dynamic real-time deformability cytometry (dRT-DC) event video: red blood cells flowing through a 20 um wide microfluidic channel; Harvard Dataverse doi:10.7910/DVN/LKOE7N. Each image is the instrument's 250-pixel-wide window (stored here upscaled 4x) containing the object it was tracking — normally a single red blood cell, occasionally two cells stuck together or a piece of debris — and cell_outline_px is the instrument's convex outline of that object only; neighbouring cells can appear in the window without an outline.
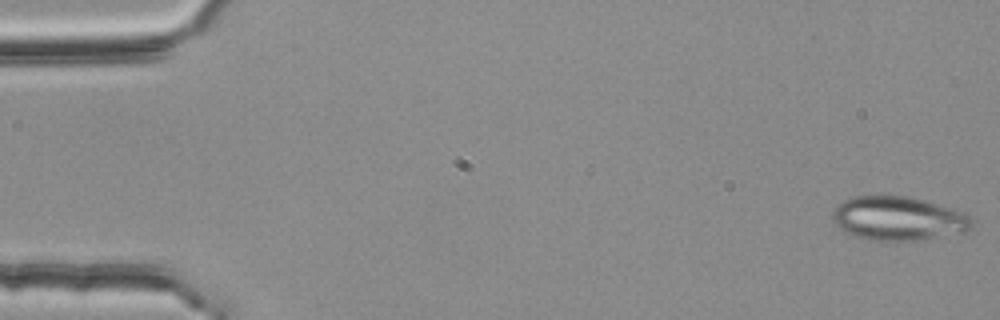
{"species": "common noctule bat (a hibernating species)", "species_latin": "Nyctalus noctula", "temperature_condition": "room temperature", "stored_images_in_passage": 54, "camera_frame_rate_fps": 3000, "um_per_image_px": 0.085, "animal": {"sex": "female", "body_mass_g": 25.1}, "frame": {"image": 1, "passage_image": 1, "time_ms": 0.0, "image_size_px": [1000, 320], "cell_outline_px": [[972, 228], [968, 232], [912, 240], [868, 240], [844, 232], [832, 220], [832, 212], [844, 200], [852, 196], [908, 196], [924, 200], [964, 212], [972, 220]], "centroid_in_image_um": [76.35, 18.57], "position_along_channel_um": 8.6, "area_um2": 35.43}}
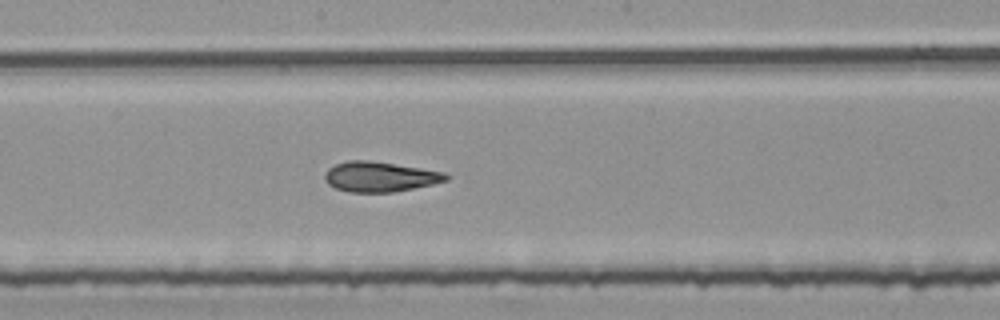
{"frame": {"image": 2, "passage_image": 29, "time_ms": 9.333, "image_size_px": [1000, 320], "cell_outline_px": [[448, 180], [432, 184], [392, 192], [348, 192], [336, 188], [328, 184], [324, 180], [324, 176], [328, 168], [336, 164], [348, 160], [368, 160], [420, 168], [444, 172], [448, 176]], "centroid_in_image_um": [32.25, 15.02], "position_along_channel_um": 216.0, "area_um2": 21.04}}
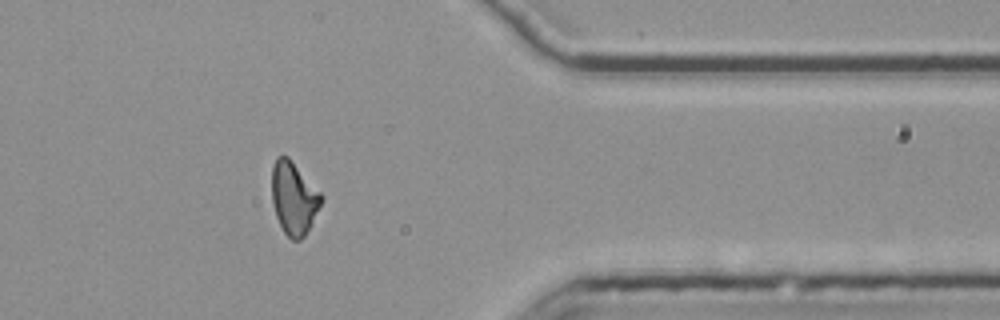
{"frame": {"image": 3, "passage_image": 44, "time_ms": 14.333, "image_size_px": [1000, 320], "cell_outline_px": [[324, 200], [304, 236], [300, 240], [292, 240], [284, 232], [276, 216], [272, 200], [272, 168], [276, 156], [288, 156], [324, 196]], "centroid_in_image_um": [24.98, 16.83], "position_along_channel_um": 386.4, "area_um2": 20.87}, "authors_computed_cell_mechanics": {"area_um2": 21.2415, "velocity_mm_per_s": 3.785, "shape_relaxation_time_tau1_ms": null, "shape_relaxation_time_tau2_ms": 2.3136, "deformation_change_tau1": null, "deformation_change_tau2": 0.0983}}